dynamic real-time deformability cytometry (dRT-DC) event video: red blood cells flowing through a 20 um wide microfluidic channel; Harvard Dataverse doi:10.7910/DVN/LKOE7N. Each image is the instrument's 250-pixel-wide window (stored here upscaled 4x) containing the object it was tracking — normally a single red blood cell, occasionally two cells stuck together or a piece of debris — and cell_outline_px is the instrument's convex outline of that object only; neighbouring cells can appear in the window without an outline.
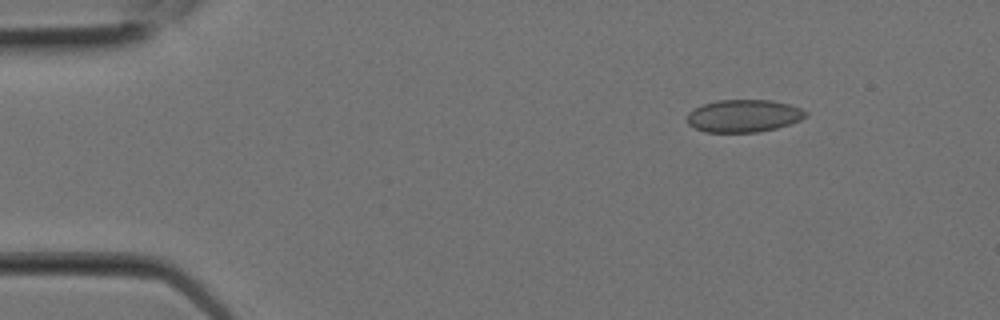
{"species": "Egyptian fruit bat (a non-hibernating species)", "species_latin": "Rousettus aegyptiacus", "temperature_condition": "room temperature", "stored_images_in_passage": 2, "camera_frame_rate_fps": 3000, "um_per_image_px": 0.085, "animal": {"sex": "female"}, "frame": {"image": 1, "passage_image": 1, "time_ms": 0.0, "image_size_px": [1000, 320], "cell_outline_px": [[808, 116], [800, 120], [776, 128], [756, 132], [704, 132], [688, 124], [688, 112], [704, 104], [716, 100], [772, 100], [788, 104], [800, 108], [808, 112]], "centroid_in_image_um": [63.23, 9.84], "position_along_channel_um": 21.8, "area_um2": 22.37}}